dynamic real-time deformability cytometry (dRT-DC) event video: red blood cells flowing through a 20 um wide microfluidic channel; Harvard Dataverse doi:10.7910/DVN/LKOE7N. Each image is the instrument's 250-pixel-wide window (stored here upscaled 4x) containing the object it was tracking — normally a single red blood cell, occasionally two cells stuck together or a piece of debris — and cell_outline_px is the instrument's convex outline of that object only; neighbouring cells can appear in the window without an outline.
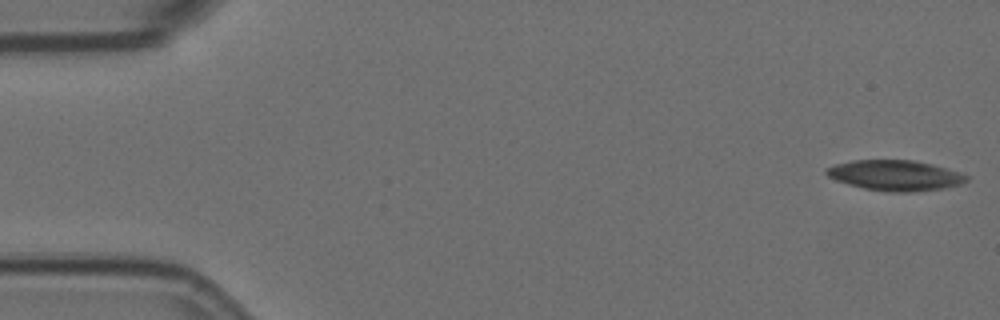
{"species": "Egyptian fruit bat (a non-hibernating species)", "species_latin": "Rousettus aegyptiacus", "temperature_condition": "room temperature", "stored_images_in_passage": 8, "camera_frame_rate_fps": 3000, "um_per_image_px": 0.085, "animal": {"sex": "female"}, "frame": {"image": 1, "passage_image": 1, "time_ms": 0.0, "image_size_px": [1000, 320], "cell_outline_px": [[968, 180], [960, 184], [944, 188], [908, 192], [888, 192], [864, 188], [848, 184], [836, 180], [828, 176], [824, 172], [828, 168], [836, 164], [852, 160], [912, 160], [932, 164], [960, 172], [968, 176]], "centroid_in_image_um": [76.1, 14.91], "position_along_channel_um": 8.9, "area_um2": 24.68}}